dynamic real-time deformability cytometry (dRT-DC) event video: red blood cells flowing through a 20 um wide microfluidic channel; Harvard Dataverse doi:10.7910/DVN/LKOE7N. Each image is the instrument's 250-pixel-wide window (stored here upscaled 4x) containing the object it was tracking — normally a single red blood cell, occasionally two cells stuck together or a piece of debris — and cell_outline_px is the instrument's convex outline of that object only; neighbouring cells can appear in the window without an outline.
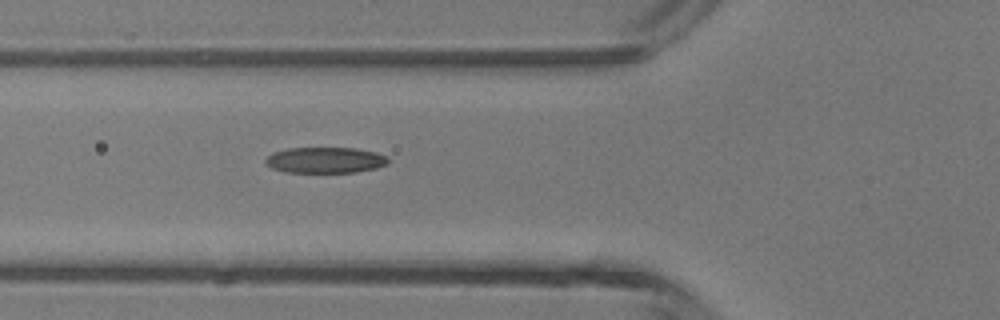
{"species": "common noctule bat (a hibernating species)", "species_latin": "Nyctalus noctula", "temperature_condition": "room temperature", "stored_images_in_passage": 5, "camera_frame_rate_fps": 3000, "um_per_image_px": 0.085, "animal": {"sex": "male", "body_mass_g": 13.3}, "frame": {"image": 1, "passage_image": 5, "time_ms": 1.333, "image_size_px": [1000, 320], "cell_outline_px": [[388, 164], [376, 168], [356, 172], [288, 172], [272, 168], [264, 160], [272, 152], [288, 148], [356, 148], [376, 152], [388, 156]], "centroid_in_image_um": [27.68, 13.6], "position_along_channel_um": 98.1, "area_um2": 18.5}}